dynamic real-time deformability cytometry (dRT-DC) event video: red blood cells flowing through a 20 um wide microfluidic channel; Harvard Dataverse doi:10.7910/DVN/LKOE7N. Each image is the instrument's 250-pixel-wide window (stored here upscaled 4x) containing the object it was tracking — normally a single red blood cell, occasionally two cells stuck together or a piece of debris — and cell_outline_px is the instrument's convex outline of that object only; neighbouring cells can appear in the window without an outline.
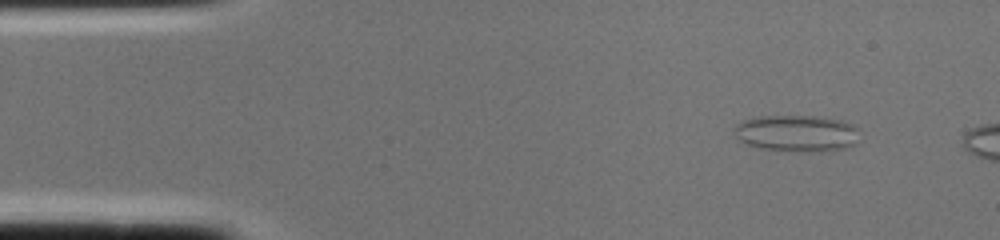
{"species": "common noctule bat (a hibernating species)", "species_latin": "Nyctalus noctula", "temperature_condition": "cold", "stored_images_in_passage": 2, "camera_frame_rate_fps": 3000, "um_per_image_px": 0.085, "animal": {"sex": "female", "body_mass_g": 22.0, "forearm_length_mm": 56.7}, "frame": {"image": 1, "passage_image": 1, "time_ms": 0.0, "image_size_px": [1000, 240], "cell_outline_px": [[860, 128], [856, 144], [848, 148], [832, 152], [804, 152], [760, 148], [748, 144], [740, 140], [732, 132], [736, 124], [744, 120], [760, 116], [812, 116], [840, 120], [852, 124]], "centroid_in_image_um": [67.78, 11.35], "position_along_channel_um": 17.2, "area_um2": 27.17}}